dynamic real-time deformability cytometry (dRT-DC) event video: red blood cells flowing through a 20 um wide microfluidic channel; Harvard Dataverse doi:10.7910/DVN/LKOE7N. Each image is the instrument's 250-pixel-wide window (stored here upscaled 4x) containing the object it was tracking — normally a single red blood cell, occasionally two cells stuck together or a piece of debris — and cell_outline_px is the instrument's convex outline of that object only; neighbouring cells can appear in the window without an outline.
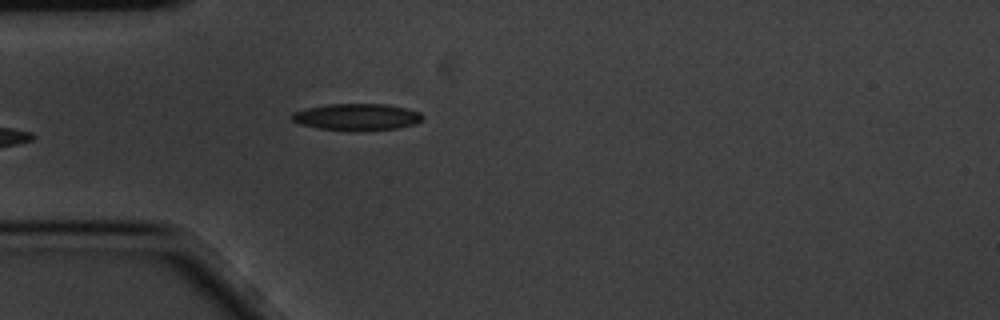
{"species": "common noctule bat (a hibernating species)", "species_latin": "Nyctalus noctula", "temperature_condition": "cold", "stored_images_in_passage": 4, "camera_frame_rate_fps": 3000, "um_per_image_px": 0.085, "animal": {"sex": "male", "body_mass_g": 20.1, "forearm_length_mm": 53.5}, "frame": {"image": 1, "passage_image": 4, "time_ms": 1.0, "image_size_px": [1000, 320], "cell_outline_px": [[424, 116], [416, 124], [396, 128], [364, 132], [348, 132], [316, 128], [300, 124], [292, 120], [288, 116], [292, 112], [304, 108], [328, 104], [388, 104], [420, 112]], "centroid_in_image_um": [30.27, 9.96], "position_along_channel_um": 54.7, "area_um2": 20.98}}